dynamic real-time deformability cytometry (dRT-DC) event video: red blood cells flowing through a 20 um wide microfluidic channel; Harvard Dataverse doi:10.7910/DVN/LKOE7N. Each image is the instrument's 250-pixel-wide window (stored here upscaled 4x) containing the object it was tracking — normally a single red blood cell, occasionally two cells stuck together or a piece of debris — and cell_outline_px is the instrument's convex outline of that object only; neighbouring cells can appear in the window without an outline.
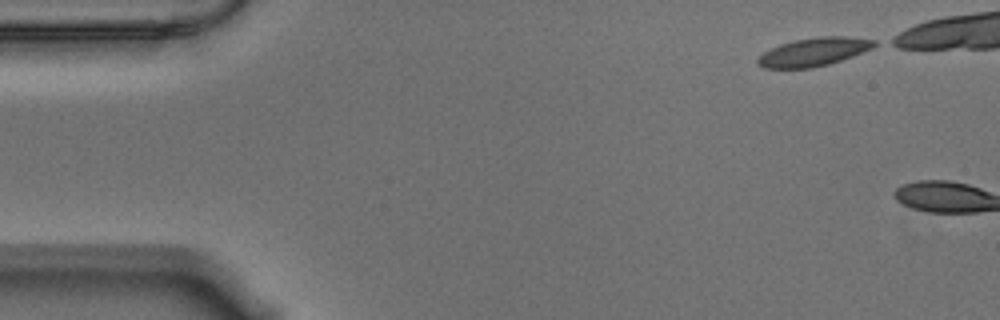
{"species": "Egyptian fruit bat (a non-hibernating species)", "species_latin": "Rousettus aegyptiacus", "temperature_condition": "warm", "stored_images_in_passage": 3, "camera_frame_rate_fps": 3000, "um_per_image_px": 0.085, "animal": {"sex": "male"}, "frame": {"image": 1, "passage_image": 1, "time_ms": 0.0, "image_size_px": [1000, 320], "cell_outline_px": [[880, 44], [872, 48], [852, 56], [828, 64], [812, 68], [764, 68], [756, 64], [756, 60], [764, 52], [780, 44], [796, 40], [820, 36], [848, 36], [876, 40]], "centroid_in_image_um": [69.19, 4.41], "position_along_channel_um": 15.8, "area_um2": 19.19}}